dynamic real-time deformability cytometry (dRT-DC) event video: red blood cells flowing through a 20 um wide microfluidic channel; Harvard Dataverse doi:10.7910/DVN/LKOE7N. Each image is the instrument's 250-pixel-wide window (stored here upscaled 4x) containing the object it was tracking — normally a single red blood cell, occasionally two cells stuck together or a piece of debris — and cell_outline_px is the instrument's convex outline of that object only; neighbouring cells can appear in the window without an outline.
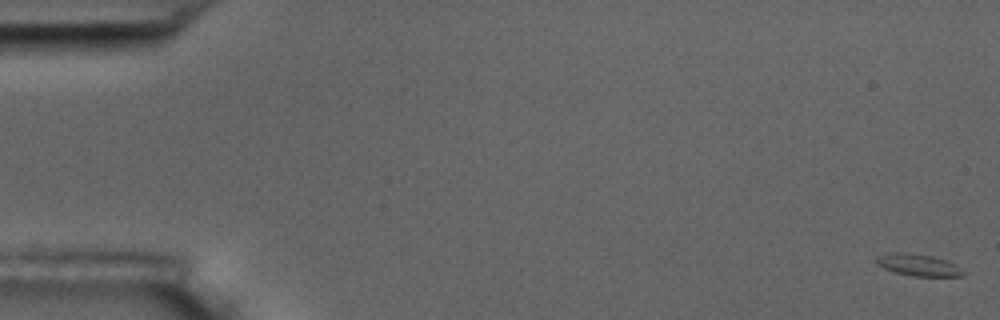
{"species": "common noctule bat (a hibernating species)", "species_latin": "Nyctalus noctula", "temperature_condition": "room temperature", "stored_images_in_passage": 5, "camera_frame_rate_fps": 3000, "um_per_image_px": 0.085, "animal": {"sex": "male", "body_mass_g": 17.5, "forearm_length_mm": 52.3}, "frame": {"image": 1, "passage_image": 1, "time_ms": 0.0, "image_size_px": [1000, 320], "cell_outline_px": [[968, 272], [964, 276], [912, 276], [896, 272], [884, 268], [876, 264], [876, 256], [888, 252], [908, 252], [932, 256], [944, 260]], "centroid_in_image_um": [78.02, 22.51], "position_along_channel_um": 7.0, "area_um2": 11.1}}
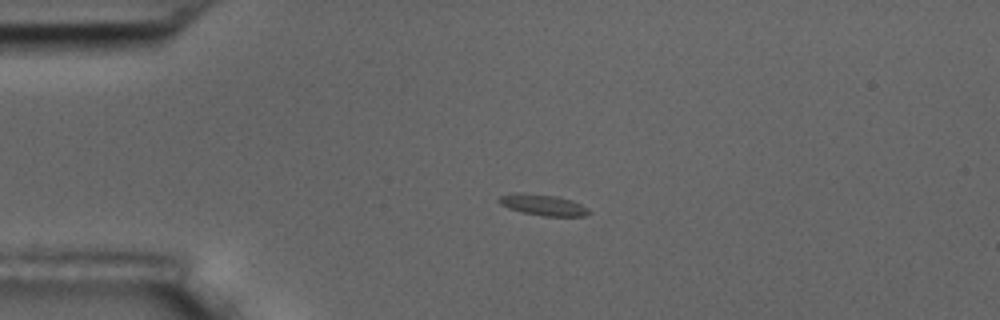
{"frame": {"image": 2, "passage_image": 4, "time_ms": 4.333, "image_size_px": [1000, 320], "cell_outline_px": [[592, 212], [584, 216], [544, 216], [524, 212], [508, 208], [500, 204], [496, 200], [500, 196], [512, 192], [524, 192], [556, 196], [572, 200], [588, 208]], "centroid_in_image_um": [46.13, 17.4], "position_along_channel_um": 38.9, "area_um2": 11.16}}